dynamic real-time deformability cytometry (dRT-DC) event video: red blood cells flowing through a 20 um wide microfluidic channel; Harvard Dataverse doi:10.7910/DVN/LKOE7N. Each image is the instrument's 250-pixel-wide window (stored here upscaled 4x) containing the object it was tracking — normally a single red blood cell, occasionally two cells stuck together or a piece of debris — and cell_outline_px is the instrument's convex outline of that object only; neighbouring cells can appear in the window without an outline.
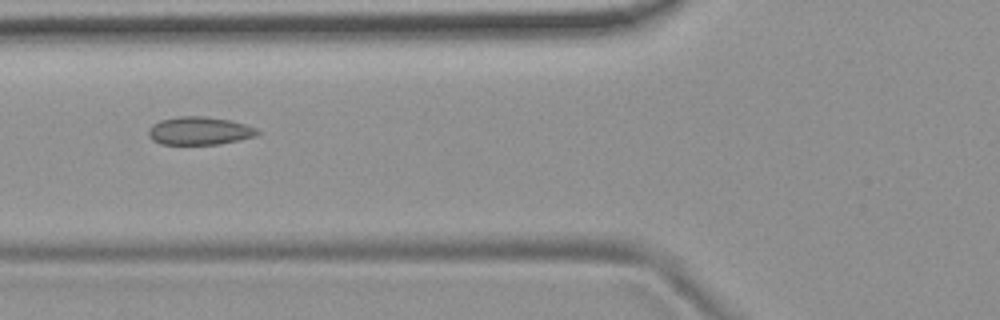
{"species": "common noctule bat (a hibernating species)", "species_latin": "Nyctalus noctula", "temperature_condition": "room temperature", "stored_images_in_passage": 9, "camera_frame_rate_fps": 3000, "um_per_image_px": 0.085, "animal": {"sex": "female", "body_mass_g": 19.9}, "frame": {"image": 1, "passage_image": 7, "time_ms": 6.667, "image_size_px": [1000, 320], "cell_outline_px": [[260, 132], [256, 136], [240, 140], [220, 144], [160, 144], [152, 140], [148, 136], [148, 128], [152, 124], [160, 120], [180, 116], [204, 116], [228, 120], [244, 124], [256, 128]], "centroid_in_image_um": [16.92, 11.12], "position_along_channel_um": 108.9, "area_um2": 17.86}}
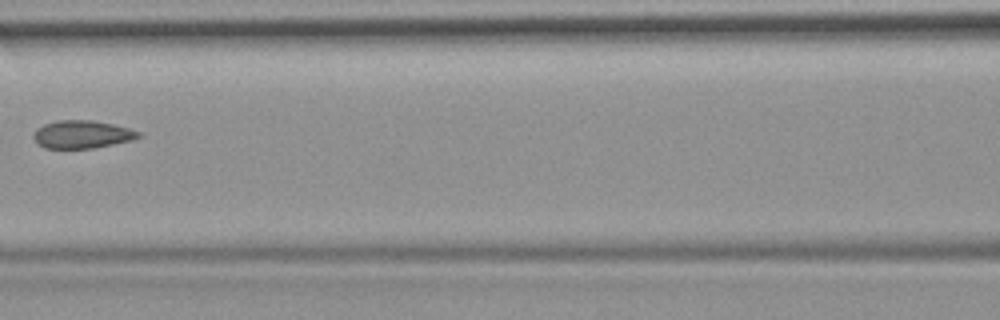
{"frame": {"image": 2, "passage_image": 8, "time_ms": 8.0, "image_size_px": [1000, 320], "cell_outline_px": [[140, 136], [132, 140], [92, 148], [44, 148], [32, 136], [36, 128], [44, 124], [56, 120], [92, 120], [112, 124], [128, 128], [140, 132]], "centroid_in_image_um": [6.95, 11.41], "position_along_channel_um": 159.7, "area_um2": 16.88}}